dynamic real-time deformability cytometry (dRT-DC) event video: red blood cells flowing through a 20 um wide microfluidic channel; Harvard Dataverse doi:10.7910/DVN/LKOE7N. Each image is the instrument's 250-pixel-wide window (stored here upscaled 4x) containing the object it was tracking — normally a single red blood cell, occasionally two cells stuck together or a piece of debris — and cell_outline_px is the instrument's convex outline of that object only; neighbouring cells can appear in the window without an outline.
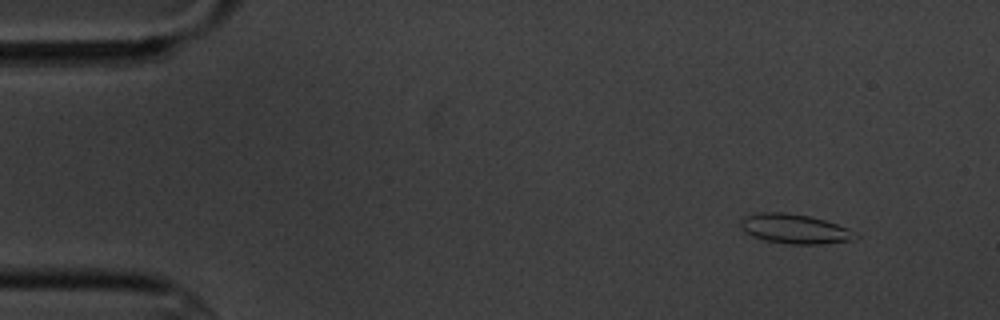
{"species": "common noctule bat (a hibernating species)", "species_latin": "Nyctalus noctula", "temperature_condition": "cold", "stored_images_in_passage": 4, "camera_frame_rate_fps": 3000, "um_per_image_px": 0.085, "animal": {"sex": "male", "body_mass_g": 20.1, "forearm_length_mm": 53.5}, "frame": {"image": 1, "passage_image": 4, "time_ms": 4.333, "image_size_px": [1000, 320], "cell_outline_px": [[860, 236], [856, 240], [824, 244], [788, 244], [764, 240], [752, 236], [744, 232], [740, 228], [740, 220], [744, 216], [760, 212], [784, 212], [808, 216], [824, 220], [848, 228]], "centroid_in_image_um": [67.54, 19.46], "position_along_channel_um": 17.5, "area_um2": 20.0}}